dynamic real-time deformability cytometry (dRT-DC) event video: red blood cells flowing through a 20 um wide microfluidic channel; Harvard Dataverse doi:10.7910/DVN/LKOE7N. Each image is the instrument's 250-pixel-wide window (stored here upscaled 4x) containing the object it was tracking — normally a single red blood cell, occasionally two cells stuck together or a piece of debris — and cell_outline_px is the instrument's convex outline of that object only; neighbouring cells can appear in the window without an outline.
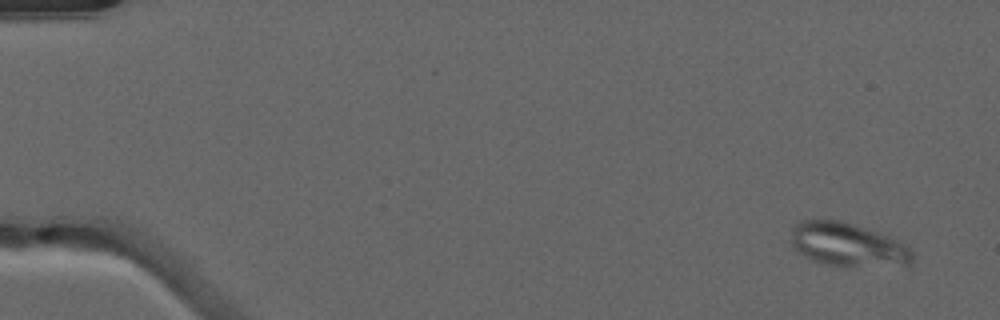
{"species": "common noctule bat (a hibernating species)", "species_latin": "Nyctalus noctula", "temperature_condition": "warm", "stored_images_in_passage": 52, "camera_frame_rate_fps": 3000, "um_per_image_px": 0.085, "animal": {"sex": "male", "forearm_length_mm": 52.5}, "frame": {"image": 1, "passage_image": 4, "time_ms": 1.0, "image_size_px": [1000, 320], "cell_outline_px": [[912, 264], [824, 264], [812, 260], [804, 256], [792, 248], [792, 224], [800, 220], [840, 220], [888, 236], [904, 244], [912, 252]], "centroid_in_image_um": [71.95, 20.75], "position_along_channel_um": 13.0, "area_um2": 29.77}}
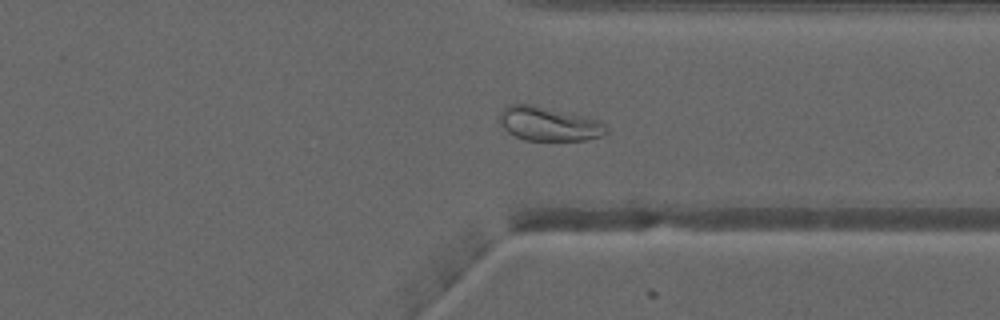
{"frame": {"image": 2, "passage_image": 41, "time_ms": 13.333, "image_size_px": [1000, 320], "cell_outline_px": [[608, 132], [600, 136], [584, 140], [524, 140], [508, 132], [500, 124], [500, 112], [508, 104], [528, 104], [584, 116], [600, 120], [604, 124]], "centroid_in_image_um": [46.63, 10.53], "position_along_channel_um": 364.8, "area_um2": 20.87}}
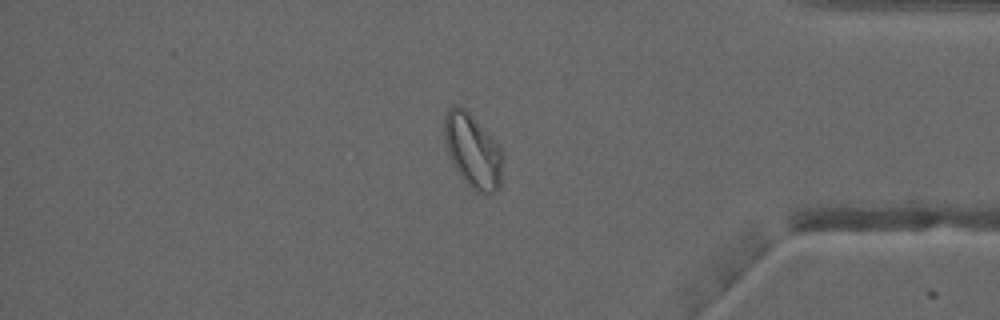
{"frame": {"image": 3, "passage_image": 45, "time_ms": 14.667, "image_size_px": [1000, 320], "cell_outline_px": [[504, 152], [500, 184], [492, 192], [476, 192], [460, 176], [448, 152], [444, 140], [444, 116], [456, 104], [460, 104], [500, 144]], "centroid_in_image_um": [40.21, 12.79], "position_along_channel_um": 395.0, "area_um2": 24.97}, "authors_computed_cell_mechanics": {"area_um2": 25.6343, "velocity_mm_per_s": 4.0296, "shape_relaxation_time_tau1_ms": null, "shape_relaxation_time_tau2_ms": 1.5519, "deformation_change_tau1": null, "deformation_change_tau2": 0.0362}}